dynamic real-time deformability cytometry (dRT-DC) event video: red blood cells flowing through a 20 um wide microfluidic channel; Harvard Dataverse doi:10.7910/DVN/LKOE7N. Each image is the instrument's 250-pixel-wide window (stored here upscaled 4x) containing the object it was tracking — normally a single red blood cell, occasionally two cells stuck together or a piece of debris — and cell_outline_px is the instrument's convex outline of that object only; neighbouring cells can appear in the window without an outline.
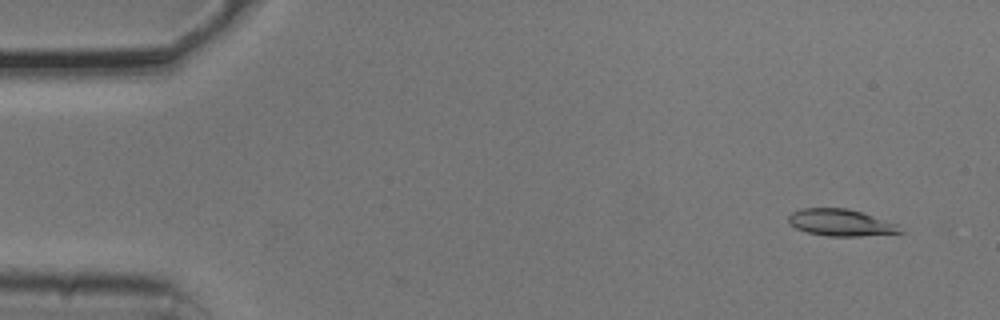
{"species": "common noctule bat (a hibernating species)", "species_latin": "Nyctalus noctula", "temperature_condition": "cold", "stored_images_in_passage": 46, "camera_frame_rate_fps": 3000, "um_per_image_px": 0.085, "animal": {"sex": "male", "body_mass_g": 20.5, "forearm_length_mm": 52.5}, "frame": {"image": 1, "passage_image": 3, "time_ms": 0.667, "image_size_px": [1000, 320], "cell_outline_px": [[904, 232], [860, 236], [828, 236], [808, 232], [796, 228], [788, 224], [788, 216], [792, 212], [804, 208], [848, 208], [896, 224]], "centroid_in_image_um": [71.4, 18.92], "position_along_channel_um": 13.6, "area_um2": 17.17}}
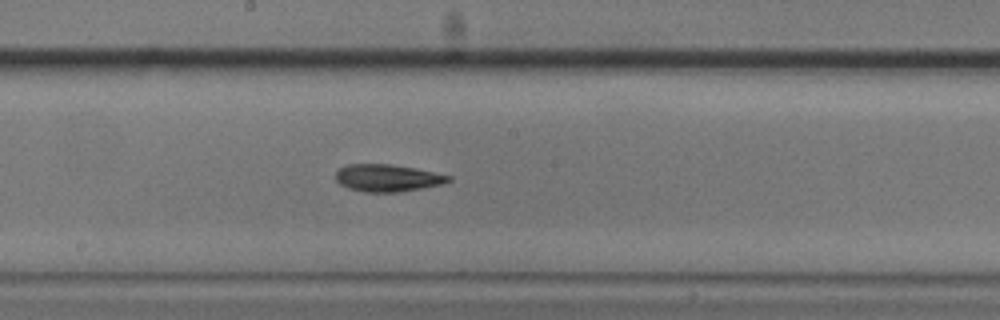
{"frame": {"image": 2, "passage_image": 28, "time_ms": 9.0, "image_size_px": [1000, 320], "cell_outline_px": [[452, 180], [444, 184], [400, 192], [364, 192], [348, 188], [340, 184], [336, 180], [336, 172], [340, 168], [348, 164], [392, 164], [416, 168], [452, 176]], "centroid_in_image_um": [32.96, 15.13], "position_along_channel_um": 215.2, "area_um2": 18.03}}
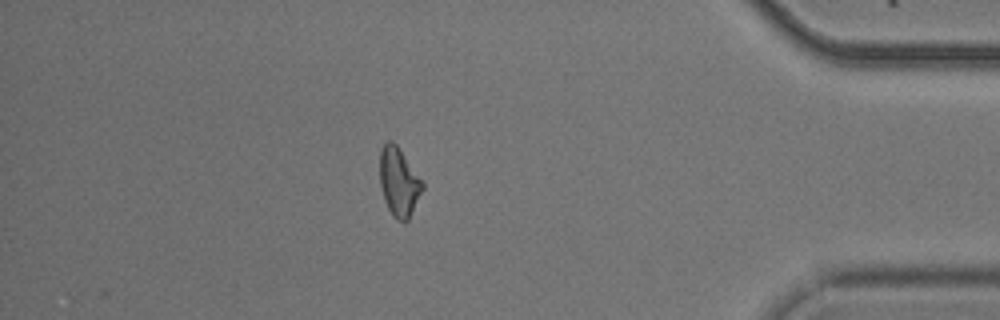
{"frame": {"image": 3, "passage_image": 46, "time_ms": 15.0, "image_size_px": [1000, 320], "cell_outline_px": [[424, 188], [408, 220], [404, 224], [396, 220], [392, 216], [384, 200], [380, 184], [380, 152], [384, 144], [388, 140], [392, 140], [396, 144], [424, 180]], "centroid_in_image_um": [33.93, 15.48], "position_along_channel_um": 401.3, "area_um2": 17.4}, "authors_computed_cell_mechanics": {"area_um2": 17.4845, "velocity_mm_per_s": 3.7553, "shape_relaxation_time_tau1_ms": 3.6648, "shape_relaxation_time_tau2_ms": 3.9514, "deformation_change_tau1": 0.1212, "deformation_change_tau2": 0.1041}}